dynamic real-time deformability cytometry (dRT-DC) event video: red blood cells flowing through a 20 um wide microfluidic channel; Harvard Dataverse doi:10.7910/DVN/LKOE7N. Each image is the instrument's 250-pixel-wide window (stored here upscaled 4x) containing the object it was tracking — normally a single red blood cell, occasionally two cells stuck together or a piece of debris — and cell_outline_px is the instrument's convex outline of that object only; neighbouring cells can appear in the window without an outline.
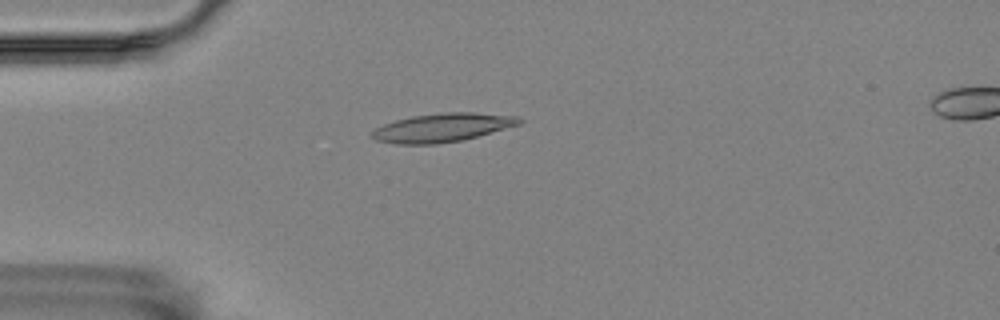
{"species": "Egyptian fruit bat (a non-hibernating species)", "species_latin": "Rousettus aegyptiacus", "temperature_condition": "room temperature", "stored_images_in_passage": 56, "camera_frame_rate_fps": 3000, "um_per_image_px": 0.085, "animal": {"sex": "female"}, "frame": {"image": 1, "passage_image": 15, "time_ms": 4.667, "image_size_px": [1000, 320], "cell_outline_px": [[524, 120], [520, 124], [464, 140], [436, 144], [396, 144], [376, 140], [372, 136], [372, 132], [376, 128], [384, 124], [396, 120], [412, 116], [444, 112], [476, 112], [516, 116]], "centroid_in_image_um": [37.62, 10.84], "position_along_channel_um": 47.4, "area_um2": 24.51}}
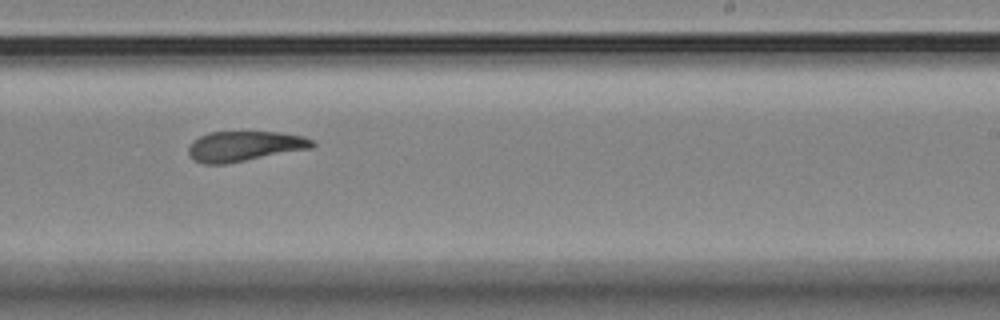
{"frame": {"image": 2, "passage_image": 35, "time_ms": 11.333, "image_size_px": [1000, 320], "cell_outline_px": [[316, 144], [312, 148], [224, 164], [204, 164], [192, 160], [188, 152], [188, 148], [200, 136], [208, 132], [280, 132], [304, 136], [316, 140]], "centroid_in_image_um": [20.82, 12.42], "position_along_channel_um": 268.2, "area_um2": 21.73}}
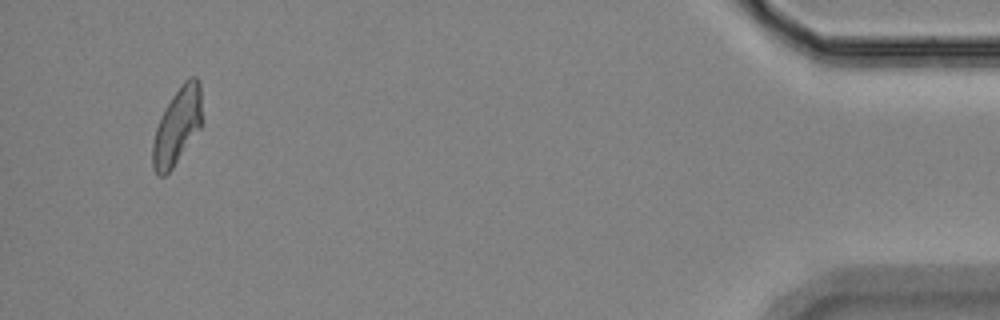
{"frame": {"image": 3, "passage_image": 54, "time_ms": 17.667, "image_size_px": [1000, 320], "cell_outline_px": [[200, 128], [172, 168], [164, 176], [160, 176], [152, 168], [152, 144], [156, 128], [172, 96], [184, 80], [188, 76], [196, 76], [200, 80]], "centroid_in_image_um": [15.05, 10.71], "position_along_channel_um": 420.2, "area_um2": 21.5}, "authors_computed_cell_mechanics": {"area_um2": 22.3975, "velocity_mm_per_s": 3.5389, "shape_relaxation_time_tau1_ms": 10.5812, "shape_relaxation_time_tau2_ms": 2.463, "deformation_change_tau1": 0.2194, "deformation_change_tau2": 0.1055}}